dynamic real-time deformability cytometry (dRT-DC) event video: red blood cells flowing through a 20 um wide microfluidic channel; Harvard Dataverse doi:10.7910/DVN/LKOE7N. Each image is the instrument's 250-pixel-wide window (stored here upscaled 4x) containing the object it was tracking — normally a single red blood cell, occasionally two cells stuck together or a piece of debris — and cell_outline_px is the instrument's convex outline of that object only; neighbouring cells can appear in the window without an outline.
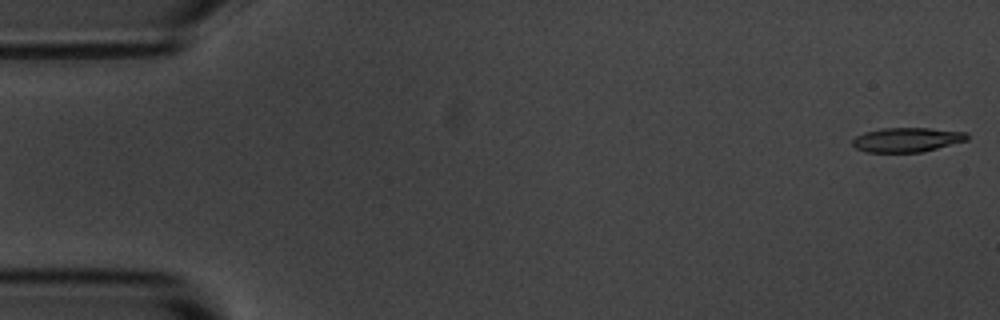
{"species": "common noctule bat (a hibernating species)", "species_latin": "Nyctalus noctula", "temperature_condition": "room temperature", "stored_images_in_passage": 5, "camera_frame_rate_fps": 3000, "um_per_image_px": 0.085, "animal": {"sex": "male", "body_mass_g": 20.1, "forearm_length_mm": 53.5}, "frame": {"image": 1, "passage_image": 1, "time_ms": 0.0, "image_size_px": [1000, 320], "cell_outline_px": [[968, 140], [920, 152], [864, 152], [856, 148], [852, 144], [852, 140], [856, 136], [864, 132], [880, 128], [928, 128], [968, 132]], "centroid_in_image_um": [77.07, 11.87], "position_along_channel_um": 7.9, "area_um2": 16.3}}
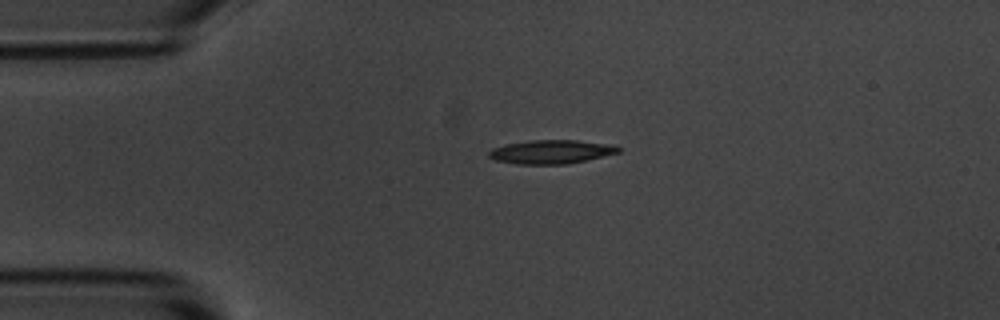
{"frame": {"image": 2, "passage_image": 4, "time_ms": 3.667, "image_size_px": [1000, 320], "cell_outline_px": [[624, 148], [620, 152], [588, 160], [568, 164], [516, 164], [496, 160], [488, 156], [488, 152], [492, 148], [504, 144], [532, 140], [576, 140], [612, 144]], "centroid_in_image_um": [46.89, 12.9], "position_along_channel_um": 38.1, "area_um2": 18.15}}